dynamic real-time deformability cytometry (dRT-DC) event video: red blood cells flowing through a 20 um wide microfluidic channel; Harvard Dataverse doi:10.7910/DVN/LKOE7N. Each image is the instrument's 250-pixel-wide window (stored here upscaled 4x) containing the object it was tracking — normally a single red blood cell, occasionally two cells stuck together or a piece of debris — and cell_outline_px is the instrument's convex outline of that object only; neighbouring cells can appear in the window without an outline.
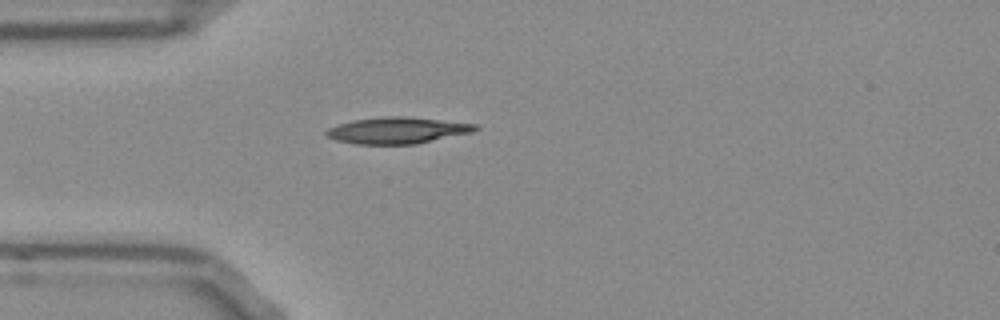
{"species": "Egyptian fruit bat (a non-hibernating species)", "species_latin": "Rousettus aegyptiacus", "temperature_condition": "room temperature", "stored_images_in_passage": 39, "camera_frame_rate_fps": 3000, "um_per_image_px": 0.085, "frame": {"image": 1, "passage_image": 1, "time_ms": 0.0, "image_size_px": [1000, 320], "cell_outline_px": [[480, 128], [472, 132], [416, 144], [356, 144], [336, 140], [324, 136], [324, 132], [328, 128], [352, 120], [384, 116], [404, 116], [476, 124]], "centroid_in_image_um": [33.73, 11.08], "position_along_channel_um": 51.3, "area_um2": 22.89}}
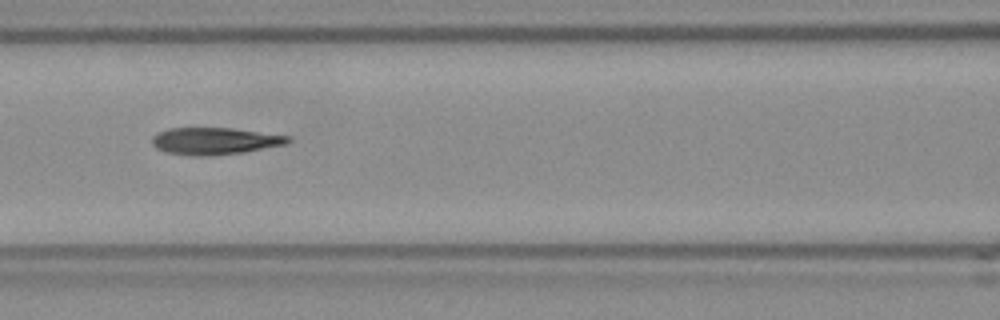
{"frame": {"image": 2, "passage_image": 9, "time_ms": 2.667, "image_size_px": [1000, 320], "cell_outline_px": [[292, 140], [284, 144], [244, 152], [212, 156], [192, 156], [164, 152], [156, 148], [152, 144], [152, 136], [156, 132], [168, 128], [232, 128], [292, 136]], "centroid_in_image_um": [18.21, 11.99], "position_along_channel_um": 148.4, "area_um2": 21.62}}
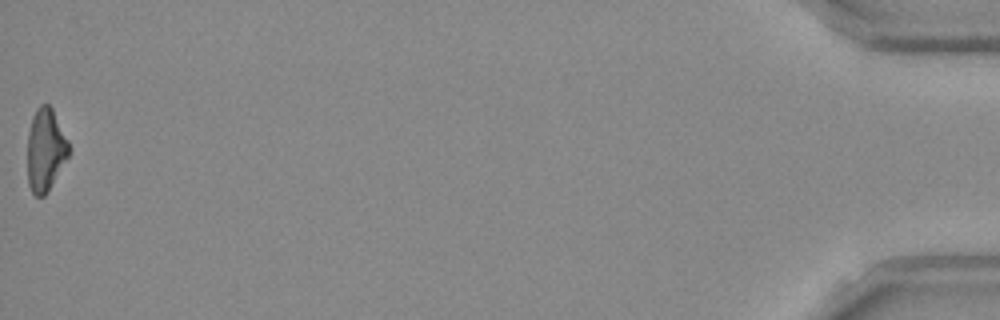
{"frame": {"image": 3, "passage_image": 39, "time_ms": 12.667, "image_size_px": [1000, 320], "cell_outline_px": [[68, 156], [44, 196], [36, 196], [32, 192], [28, 184], [28, 132], [32, 116], [36, 108], [40, 104], [48, 104], [52, 108], [68, 140]], "centroid_in_image_um": [3.84, 12.7], "position_along_channel_um": 431.4, "area_um2": 19.59}, "authors_computed_cell_mechanics": {"area_um2": 21.2704, "velocity_mm_per_s": 3.8764, "shape_relaxation_time_tau1_ms": null, "shape_relaxation_time_tau2_ms": 1.8414, "deformation_change_tau1": null, "deformation_change_tau2": 0.1086}}